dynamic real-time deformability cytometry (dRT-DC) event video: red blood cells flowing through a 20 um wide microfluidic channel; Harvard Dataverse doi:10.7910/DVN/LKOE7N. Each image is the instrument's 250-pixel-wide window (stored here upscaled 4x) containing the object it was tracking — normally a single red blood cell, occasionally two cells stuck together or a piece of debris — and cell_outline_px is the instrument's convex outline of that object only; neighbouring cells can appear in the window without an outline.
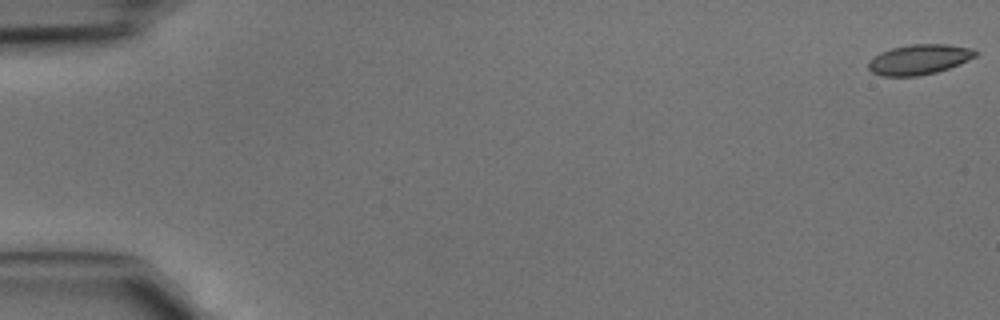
{"species": "common noctule bat (a hibernating species)", "species_latin": "Nyctalus noctula", "temperature_condition": "cold", "stored_images_in_passage": 46, "camera_frame_rate_fps": 3000, "um_per_image_px": 0.085, "animal": {"sex": "male", "body_mass_g": 15.6}, "frame": {"image": 1, "passage_image": 1, "time_ms": 0.0, "image_size_px": [1000, 320], "cell_outline_px": [[980, 52], [976, 56], [960, 64], [936, 72], [916, 76], [880, 76], [872, 72], [868, 68], [868, 60], [880, 52], [892, 48], [912, 44], [948, 44], [976, 48]], "centroid_in_image_um": [78.16, 5.04], "position_along_channel_um": 6.8, "area_um2": 19.02}}
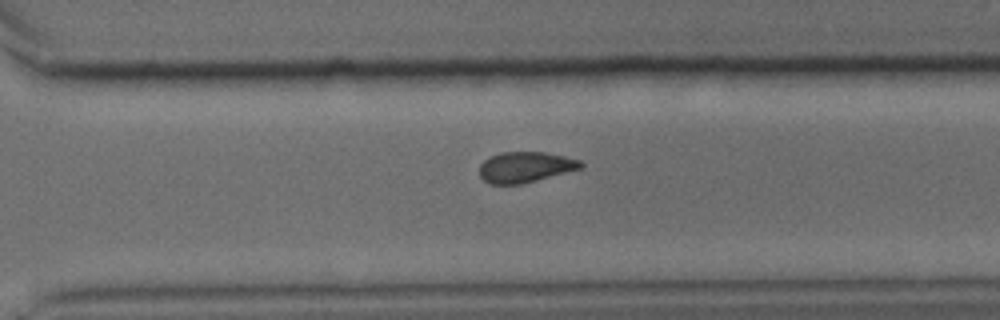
{"frame": {"image": 2, "passage_image": 33, "time_ms": 10.667, "image_size_px": [1000, 320], "cell_outline_px": [[584, 164], [580, 168], [536, 180], [520, 184], [488, 184], [480, 176], [480, 164], [488, 156], [500, 152], [544, 152], [564, 156], [580, 160]], "centroid_in_image_um": [44.6, 14.19], "position_along_channel_um": 326.0, "area_um2": 17.98}}
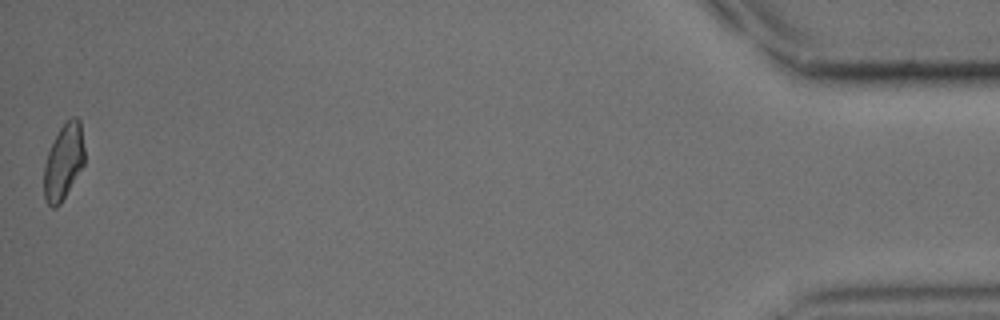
{"frame": {"image": 3, "passage_image": 46, "time_ms": 15.0, "image_size_px": [1000, 320], "cell_outline_px": [[84, 164], [60, 204], [56, 208], [52, 208], [44, 200], [44, 164], [48, 152], [60, 128], [72, 116], [76, 116], [80, 120], [84, 148]], "centroid_in_image_um": [5.4, 13.77], "position_along_channel_um": 429.8, "area_um2": 17.74}}